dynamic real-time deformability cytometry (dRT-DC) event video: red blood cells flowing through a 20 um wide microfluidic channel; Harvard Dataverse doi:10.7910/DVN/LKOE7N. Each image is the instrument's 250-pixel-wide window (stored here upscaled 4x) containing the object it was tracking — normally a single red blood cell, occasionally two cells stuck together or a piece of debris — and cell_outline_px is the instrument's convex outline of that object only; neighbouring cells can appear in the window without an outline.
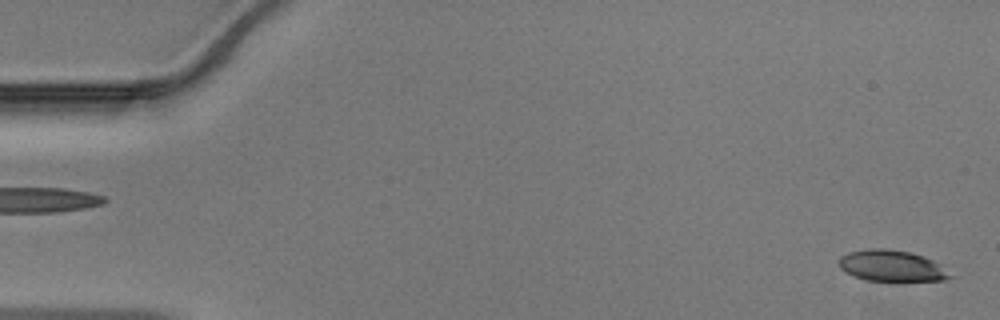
{"species": "Egyptian fruit bat (a non-hibernating species)", "species_latin": "Rousettus aegyptiacus", "temperature_condition": "warm", "stored_images_in_passage": 48, "camera_frame_rate_fps": 3000, "um_per_image_px": 0.085, "animal": {"sex": "male"}, "frame": {"image": 1, "passage_image": 1, "time_ms": 0.0, "image_size_px": [1000, 320], "cell_outline_px": [[956, 276], [944, 280], [868, 280], [844, 272], [840, 268], [840, 256], [848, 252], [868, 248], [884, 248], [912, 252], [924, 256], [940, 264]], "centroid_in_image_um": [75.82, 22.57], "position_along_channel_um": 9.2, "area_um2": 20.17}}
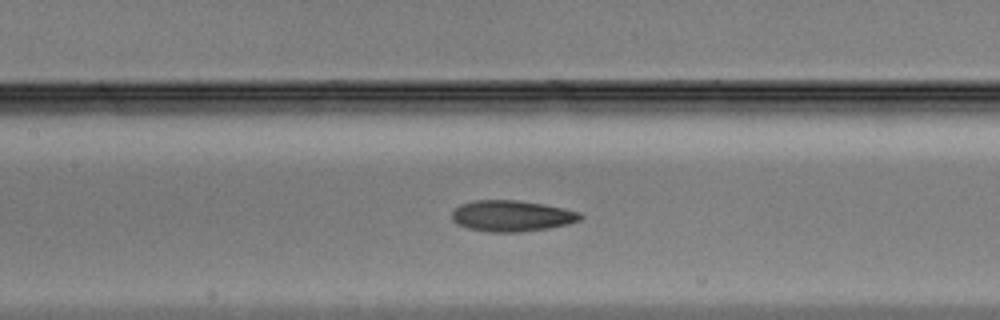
{"frame": {"image": 2, "passage_image": 22, "time_ms": 7.0, "image_size_px": [1000, 320], "cell_outline_px": [[584, 216], [580, 220], [568, 224], [548, 228], [520, 232], [488, 232], [468, 228], [456, 224], [452, 220], [452, 212], [460, 204], [476, 200], [516, 200], [544, 204], [564, 208], [580, 212]], "centroid_in_image_um": [43.5, 18.35], "position_along_channel_um": 163.9, "area_um2": 23.35}}
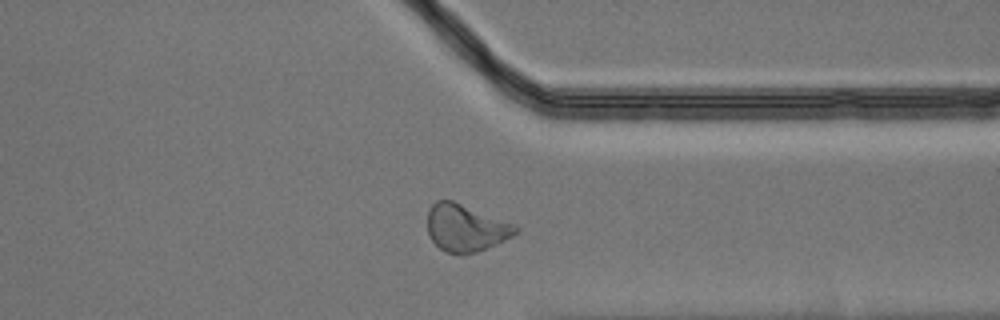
{"frame": {"image": 3, "passage_image": 37, "time_ms": 12.0, "image_size_px": [1000, 320], "cell_outline_px": [[520, 232], [496, 244], [476, 252], [464, 256], [460, 256], [444, 252], [428, 236], [428, 208], [436, 200], [452, 200], [512, 224], [520, 228]], "centroid_in_image_um": [39.55, 19.4], "position_along_channel_um": 371.9, "area_um2": 24.22}}